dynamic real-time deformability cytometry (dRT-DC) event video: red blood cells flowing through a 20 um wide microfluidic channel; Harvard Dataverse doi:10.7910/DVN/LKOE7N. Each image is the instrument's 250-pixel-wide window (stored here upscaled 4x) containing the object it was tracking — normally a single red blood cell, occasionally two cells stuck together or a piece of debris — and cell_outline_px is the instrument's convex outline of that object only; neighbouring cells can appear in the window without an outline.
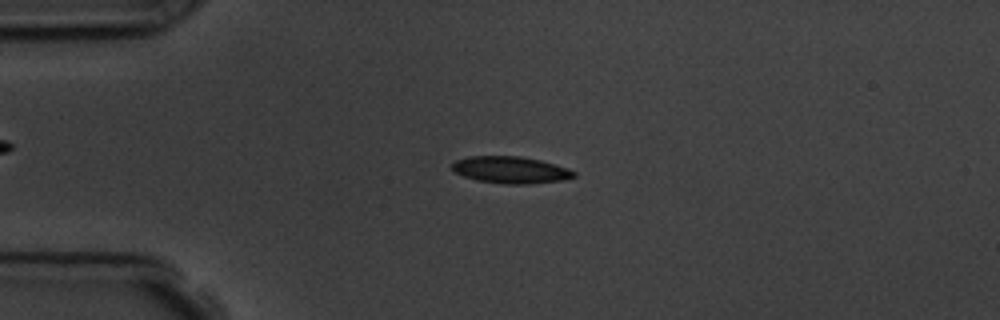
{"species": "common noctule bat (a hibernating species)", "species_latin": "Nyctalus noctula", "temperature_condition": "room temperature", "stored_images_in_passage": 5, "camera_frame_rate_fps": 3000, "um_per_image_px": 0.085, "animal": {"sex": "male", "body_mass_g": 19.5, "forearm_length_mm": 54.6}, "frame": {"image": 1, "passage_image": 3, "time_ms": 2.333, "image_size_px": [1000, 320], "cell_outline_px": [[576, 176], [564, 180], [528, 184], [504, 184], [476, 180], [464, 176], [456, 172], [452, 168], [452, 164], [456, 160], [468, 156], [520, 156], [540, 160], [568, 168], [576, 172]], "centroid_in_image_um": [43.42, 14.44], "position_along_channel_um": 41.6, "area_um2": 19.07}}